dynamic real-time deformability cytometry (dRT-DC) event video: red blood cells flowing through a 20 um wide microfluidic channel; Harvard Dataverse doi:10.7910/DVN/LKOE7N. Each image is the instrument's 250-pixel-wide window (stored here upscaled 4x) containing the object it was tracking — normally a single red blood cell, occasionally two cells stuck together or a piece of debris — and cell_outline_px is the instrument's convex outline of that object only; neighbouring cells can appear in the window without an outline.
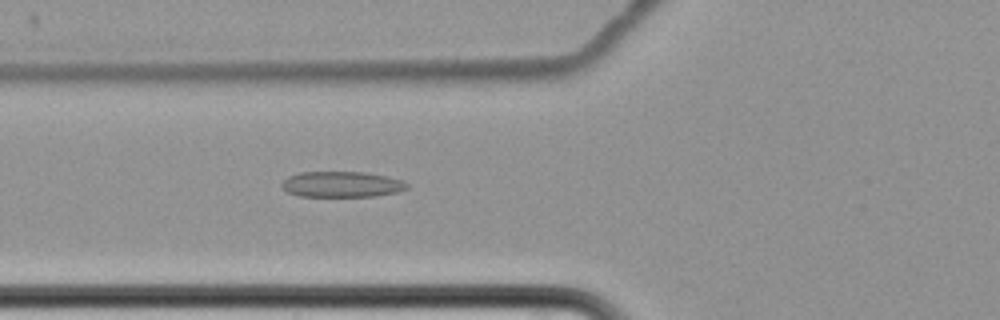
{"species": "common noctule bat (a hibernating species)", "species_latin": "Nyctalus noctula", "temperature_condition": "cold", "stored_images_in_passage": 7, "camera_frame_rate_fps": 3000, "um_per_image_px": 0.085, "animal": {"sex": "female", "body_mass_g": 22.7, "forearm_length_mm": 54.2}, "frame": {"image": 1, "passage_image": 7, "time_ms": 8.667, "image_size_px": [1000, 320], "cell_outline_px": [[408, 188], [400, 192], [376, 196], [300, 196], [288, 192], [280, 184], [288, 176], [300, 172], [364, 172], [388, 176], [404, 180], [408, 184]], "centroid_in_image_um": [29.1, 15.66], "position_along_channel_um": 96.7, "area_um2": 18.9}}